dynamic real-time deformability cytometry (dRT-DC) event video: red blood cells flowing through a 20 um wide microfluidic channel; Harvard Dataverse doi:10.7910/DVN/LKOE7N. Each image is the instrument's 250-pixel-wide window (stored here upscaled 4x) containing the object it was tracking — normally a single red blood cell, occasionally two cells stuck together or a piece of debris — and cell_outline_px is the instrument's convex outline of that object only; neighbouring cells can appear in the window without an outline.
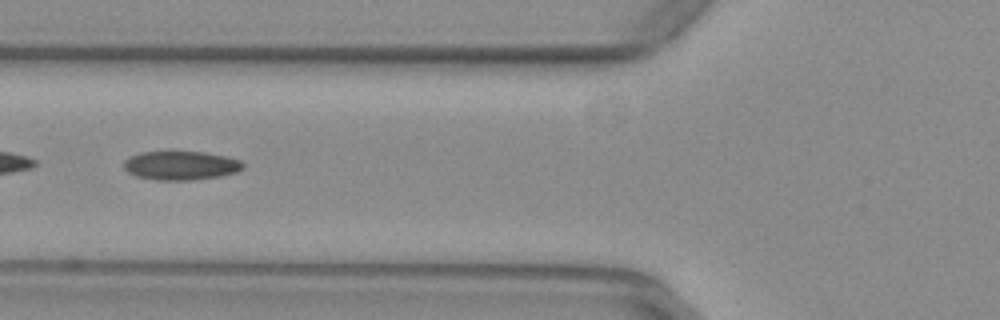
{"species": "common noctule bat (a hibernating species)", "species_latin": "Nyctalus noctula", "temperature_condition": "warm", "stored_images_in_passage": 38, "camera_frame_rate_fps": 3000, "um_per_image_px": 0.085, "animal": {"sex": "female", "body_mass_g": 29.2, "forearm_length_mm": 56.3}, "frame": {"image": 1, "passage_image": 6, "time_ms": 1.667, "image_size_px": [1000, 320], "cell_outline_px": [[244, 168], [236, 172], [220, 176], [192, 180], [156, 180], [136, 176], [128, 172], [124, 168], [124, 160], [128, 156], [140, 152], [204, 152], [228, 156], [240, 160], [244, 164]], "centroid_in_image_um": [15.37, 14.06], "position_along_channel_um": 110.4, "area_um2": 20.17}}
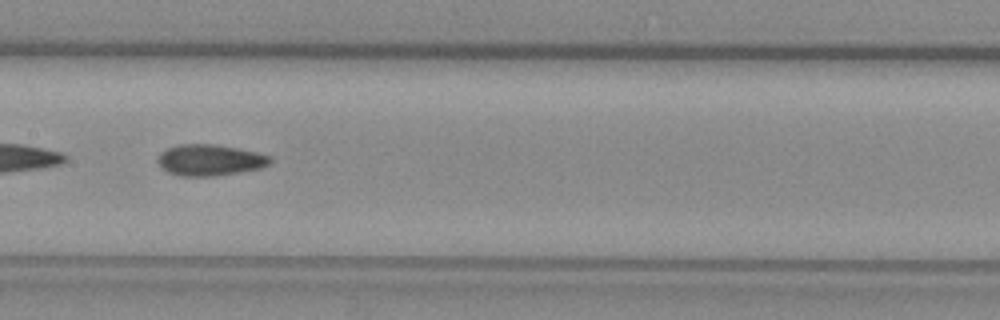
{"frame": {"image": 2, "passage_image": 12, "time_ms": 3.667, "image_size_px": [1000, 320], "cell_outline_px": [[272, 160], [268, 164], [260, 168], [216, 176], [180, 176], [168, 172], [156, 160], [156, 156], [160, 152], [168, 148], [180, 144], [216, 144], [256, 152], [272, 156]], "centroid_in_image_um": [17.82, 13.6], "position_along_channel_um": 189.6, "area_um2": 20.4}}
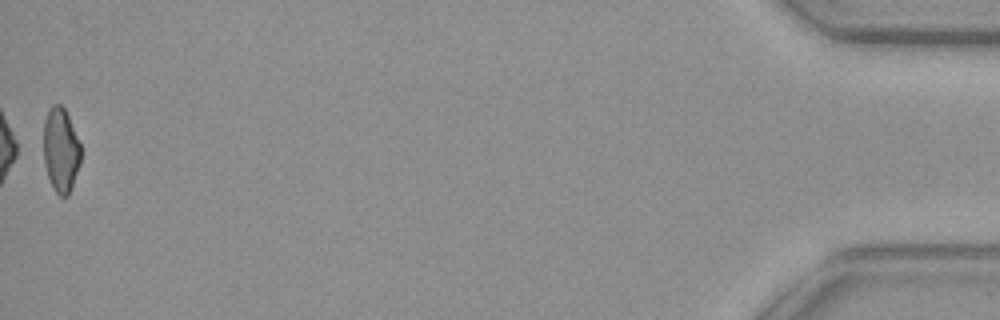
{"frame": {"image": 3, "passage_image": 38, "time_ms": 12.333, "image_size_px": [1000, 320], "cell_outline_px": [[80, 164], [68, 196], [60, 196], [52, 188], [44, 164], [44, 120], [52, 104], [60, 104], [64, 108], [68, 116], [80, 144]], "centroid_in_image_um": [5.16, 12.77], "position_along_channel_um": 430.0, "area_um2": 18.15}, "authors_computed_cell_mechanics": {"area_um2": 19.941, "velocity_mm_per_s": 3.9434, "shape_relaxation_time_tau1_ms": null, "shape_relaxation_time_tau2_ms": 3.0982, "deformation_change_tau1": null, "deformation_change_tau2": 0.0814}}